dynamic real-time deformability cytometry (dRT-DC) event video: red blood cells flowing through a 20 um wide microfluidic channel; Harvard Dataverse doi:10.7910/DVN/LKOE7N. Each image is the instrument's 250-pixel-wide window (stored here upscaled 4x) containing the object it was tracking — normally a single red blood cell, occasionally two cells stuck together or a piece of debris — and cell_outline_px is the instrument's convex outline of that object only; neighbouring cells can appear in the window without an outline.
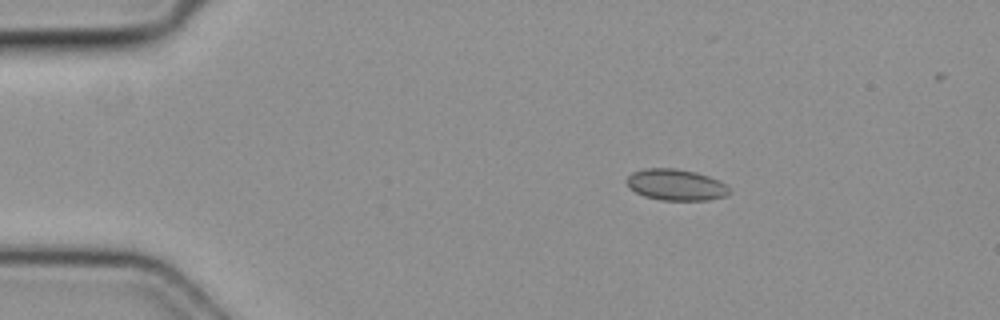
{"species": "common noctule bat (a hibernating species)", "species_latin": "Nyctalus noctula", "temperature_condition": "cold", "stored_images_in_passage": 5, "camera_frame_rate_fps": 3000, "um_per_image_px": 0.085, "animal": {"sex": "female", "body_mass_g": 19.3, "forearm_length_mm": 54.1}, "frame": {"image": 1, "passage_image": 2, "time_ms": 0.333, "image_size_px": [1000, 320], "cell_outline_px": [[732, 192], [724, 196], [708, 200], [660, 200], [644, 196], [636, 192], [628, 184], [628, 176], [632, 172], [644, 168], [676, 168], [696, 172], [720, 180]], "centroid_in_image_um": [57.47, 15.7], "position_along_channel_um": 27.5, "area_um2": 18.61}}
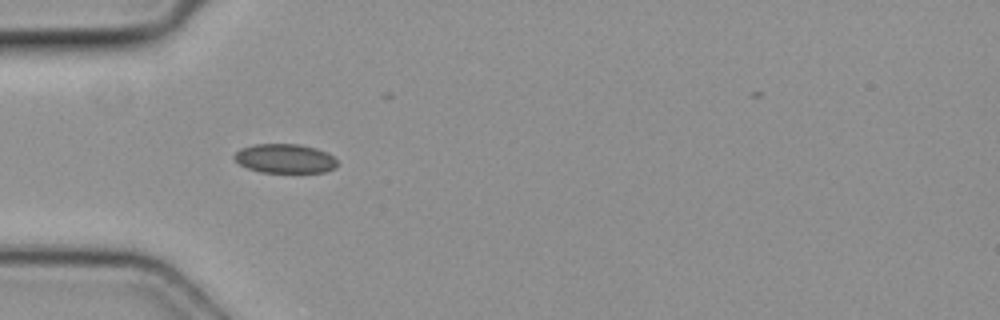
{"frame": {"image": 2, "passage_image": 4, "time_ms": 1.0, "image_size_px": [1000, 320], "cell_outline_px": [[336, 168], [324, 172], [260, 172], [248, 168], [240, 164], [232, 156], [240, 148], [256, 144], [296, 144], [316, 148], [332, 156], [336, 160]], "centroid_in_image_um": [24.19, 13.48], "position_along_channel_um": 60.8, "area_um2": 17.34}}
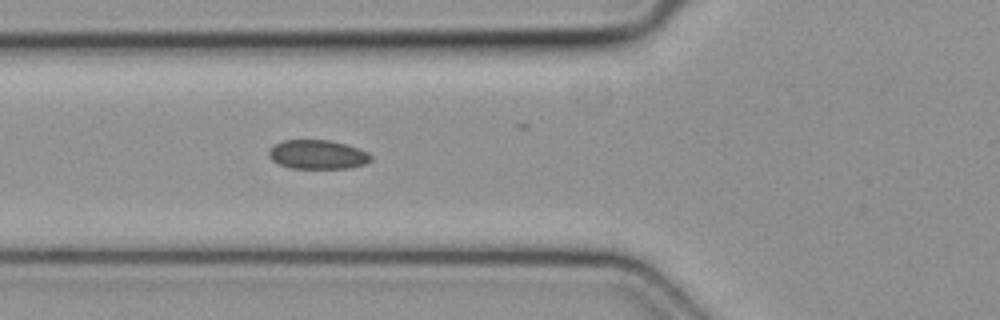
{"frame": {"image": 3, "passage_image": 5, "time_ms": 1.333, "image_size_px": [1000, 320], "cell_outline_px": [[372, 160], [364, 164], [348, 168], [288, 168], [272, 160], [268, 156], [268, 148], [284, 140], [328, 140], [344, 144], [368, 152], [372, 156]], "centroid_in_image_um": [26.97, 13.14], "position_along_channel_um": 98.8, "area_um2": 17.22}}